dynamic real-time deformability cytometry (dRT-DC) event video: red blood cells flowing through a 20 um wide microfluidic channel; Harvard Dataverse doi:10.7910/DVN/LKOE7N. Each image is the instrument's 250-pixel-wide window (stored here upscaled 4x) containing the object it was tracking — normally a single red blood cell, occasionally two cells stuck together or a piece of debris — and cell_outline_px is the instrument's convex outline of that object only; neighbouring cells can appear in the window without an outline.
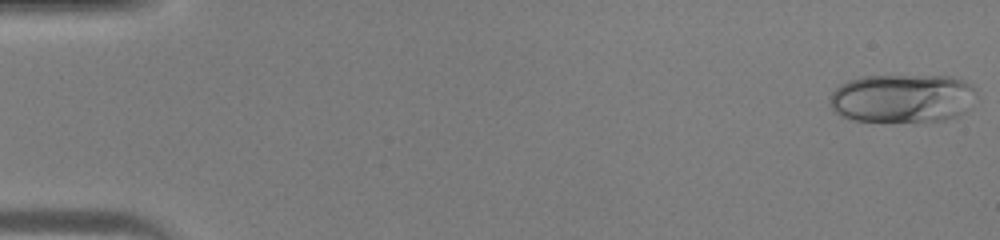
{"species": "human", "species_latin": "Homo sapiens", "temperature_condition": "warm", "stored_images_in_passage": 45, "camera_frame_rate_fps": 3000, "um_per_image_px": 0.085, "donor": {"sex": "male"}, "frame": {"image": 1, "passage_image": 1, "time_ms": 0.0, "image_size_px": [1000, 240], "cell_outline_px": [[976, 96], [972, 108], [956, 116], [944, 120], [856, 120], [840, 116], [828, 104], [828, 96], [840, 84], [848, 80], [864, 76], [948, 76], [964, 80], [972, 84], [976, 88]], "centroid_in_image_um": [76.72, 8.33], "position_along_channel_um": 8.3, "area_um2": 41.67}}
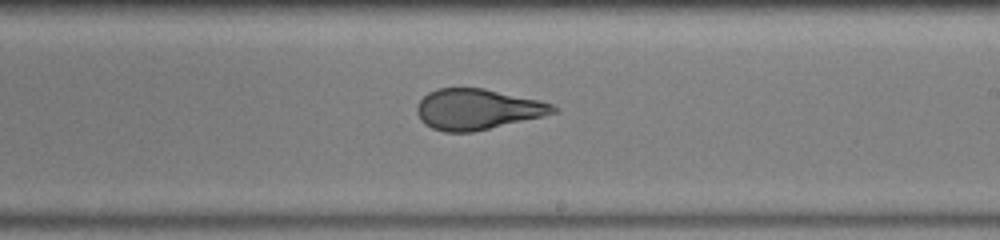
{"frame": {"image": 2, "passage_image": 27, "time_ms": 8.667, "image_size_px": [1000, 240], "cell_outline_px": [[560, 112], [472, 132], [444, 132], [432, 128], [424, 124], [420, 120], [416, 112], [416, 104], [428, 92], [436, 88], [484, 88], [540, 100], [552, 104], [560, 108]], "centroid_in_image_um": [40.57, 9.28], "position_along_channel_um": 248.4, "area_um2": 32.48}}
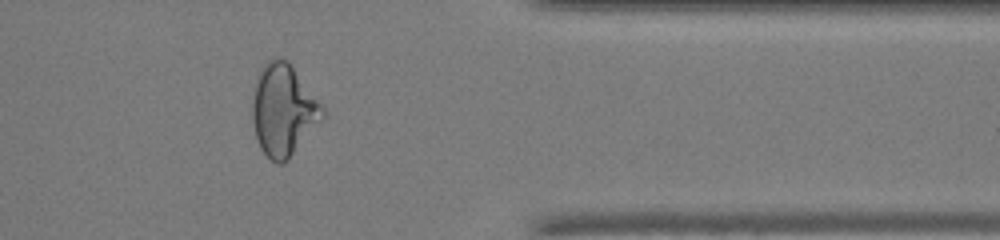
{"frame": {"image": 3, "passage_image": 37, "time_ms": 12.0, "image_size_px": [1000, 240], "cell_outline_px": [[324, 116], [288, 160], [284, 164], [276, 164], [260, 148], [256, 140], [252, 120], [252, 100], [256, 84], [260, 72], [264, 64], [268, 60], [276, 56], [288, 60], [324, 108]], "centroid_in_image_um": [24.06, 9.36], "position_along_channel_um": 387.3, "area_um2": 37.11}}